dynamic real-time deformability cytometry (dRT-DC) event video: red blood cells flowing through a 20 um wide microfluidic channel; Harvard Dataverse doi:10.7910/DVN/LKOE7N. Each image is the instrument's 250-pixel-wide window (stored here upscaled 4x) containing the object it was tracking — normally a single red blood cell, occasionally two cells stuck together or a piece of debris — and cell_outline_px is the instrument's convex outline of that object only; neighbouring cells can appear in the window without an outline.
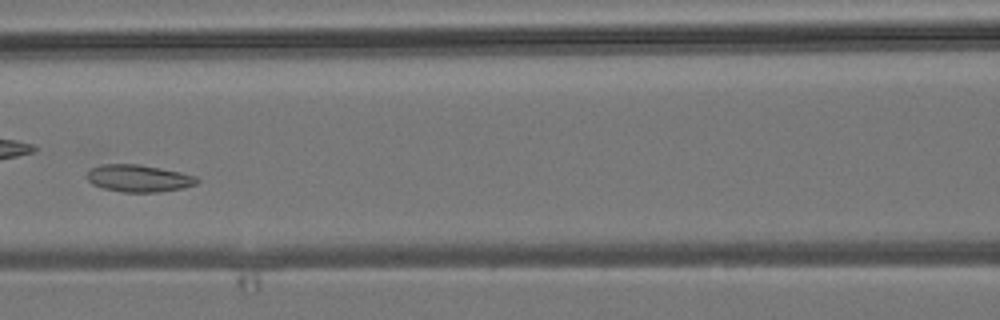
{"species": "common noctule bat (a hibernating species)", "species_latin": "Nyctalus noctula", "temperature_condition": "room temperature", "stored_images_in_passage": 7, "camera_frame_rate_fps": 3000, "um_per_image_px": 0.085, "animal": {"sex": "male", "body_mass_g": 19.2, "forearm_length_mm": 51.8}, "frame": {"image": 1, "passage_image": 7, "time_ms": 7.333, "image_size_px": [1000, 320], "cell_outline_px": [[200, 180], [196, 184], [184, 188], [160, 192], [124, 192], [100, 188], [92, 184], [88, 180], [88, 172], [92, 168], [100, 164], [136, 164], [160, 168], [180, 172], [196, 176]], "centroid_in_image_um": [11.8, 15.16], "position_along_channel_um": 154.8, "area_um2": 17.46}}